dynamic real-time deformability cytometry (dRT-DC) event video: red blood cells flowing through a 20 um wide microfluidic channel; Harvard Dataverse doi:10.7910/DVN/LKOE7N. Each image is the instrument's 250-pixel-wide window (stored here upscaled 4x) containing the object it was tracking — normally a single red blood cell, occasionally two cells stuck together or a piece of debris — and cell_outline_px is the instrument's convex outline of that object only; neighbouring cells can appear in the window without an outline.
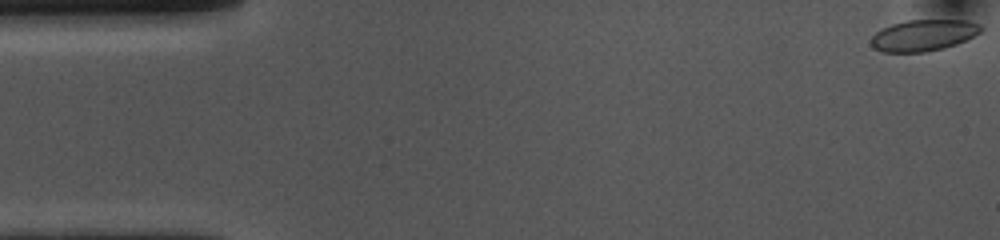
{"species": "common noctule bat (a hibernating species)", "species_latin": "Nyctalus noctula", "temperature_condition": "cold", "stored_images_in_passage": 54, "camera_frame_rate_fps": 3000, "um_per_image_px": 0.085, "animal": {"sex": "female", "body_mass_g": 10.0, "forearm_length_mm": 53.1}, "frame": {"image": 1, "passage_image": 1, "time_ms": 0.0, "image_size_px": [1000, 240], "cell_outline_px": [[984, 28], [980, 32], [956, 44], [944, 48], [928, 52], [884, 52], [872, 48], [872, 36], [876, 32], [892, 24], [908, 20], [968, 20], [980, 24]], "centroid_in_image_um": [78.51, 3.0], "position_along_channel_um": 6.5, "area_um2": 20.0}}
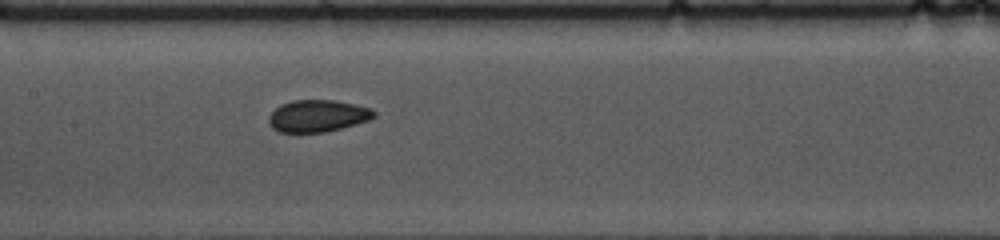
{"frame": {"image": 2, "passage_image": 25, "time_ms": 8.0, "image_size_px": [1000, 240], "cell_outline_px": [[376, 116], [368, 120], [356, 124], [324, 132], [276, 132], [272, 128], [268, 120], [268, 116], [280, 104], [292, 100], [336, 100], [356, 104], [372, 108], [376, 112]], "centroid_in_image_um": [27.0, 9.84], "position_along_channel_um": 180.4, "area_um2": 19.77}}
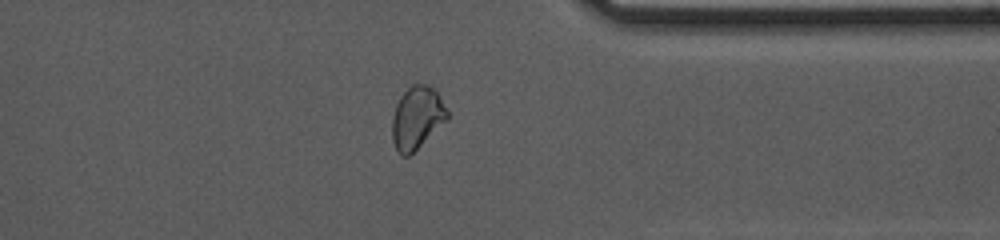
{"frame": {"image": 3, "passage_image": 42, "time_ms": 13.667, "image_size_px": [1000, 240], "cell_outline_px": [[448, 120], [408, 156], [400, 156], [392, 140], [392, 116], [396, 104], [400, 96], [412, 84], [428, 84], [440, 96], [448, 112]], "centroid_in_image_um": [35.43, 10.0], "position_along_channel_um": 376.0, "area_um2": 20.06}, "authors_computed_cell_mechanics": {"area_um2": 20.2589, "velocity_mm_per_s": 3.6224, "shape_relaxation_time_tau1_ms": 4.8713, "shape_relaxation_time_tau2_ms": 1.8425, "deformation_change_tau1": 0.0948, "deformation_change_tau2": 0.0522}}